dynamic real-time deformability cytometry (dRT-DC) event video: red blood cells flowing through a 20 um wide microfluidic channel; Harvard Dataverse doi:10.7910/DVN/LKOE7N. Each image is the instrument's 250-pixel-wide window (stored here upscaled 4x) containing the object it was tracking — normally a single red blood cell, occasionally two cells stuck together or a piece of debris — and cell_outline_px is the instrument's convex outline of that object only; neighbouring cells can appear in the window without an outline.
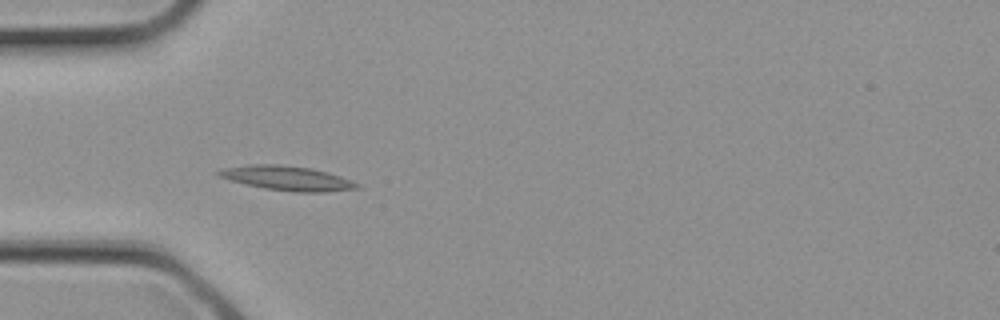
{"species": "common noctule bat (a hibernating species)", "species_latin": "Nyctalus noctula", "temperature_condition": "cold", "stored_images_in_passage": 3, "camera_frame_rate_fps": 3000, "um_per_image_px": 0.085, "animal": {"sex": "female", "body_mass_g": 21.9}, "frame": {"image": 1, "passage_image": 3, "time_ms": 0.667, "image_size_px": [1000, 320], "cell_outline_px": [[360, 188], [328, 192], [292, 192], [264, 188], [244, 184], [220, 176], [216, 172], [224, 168], [248, 164], [276, 164], [312, 168], [328, 172], [340, 176], [360, 184]], "centroid_in_image_um": [24.45, 15.15], "position_along_channel_um": 60.6, "area_um2": 19.71}}